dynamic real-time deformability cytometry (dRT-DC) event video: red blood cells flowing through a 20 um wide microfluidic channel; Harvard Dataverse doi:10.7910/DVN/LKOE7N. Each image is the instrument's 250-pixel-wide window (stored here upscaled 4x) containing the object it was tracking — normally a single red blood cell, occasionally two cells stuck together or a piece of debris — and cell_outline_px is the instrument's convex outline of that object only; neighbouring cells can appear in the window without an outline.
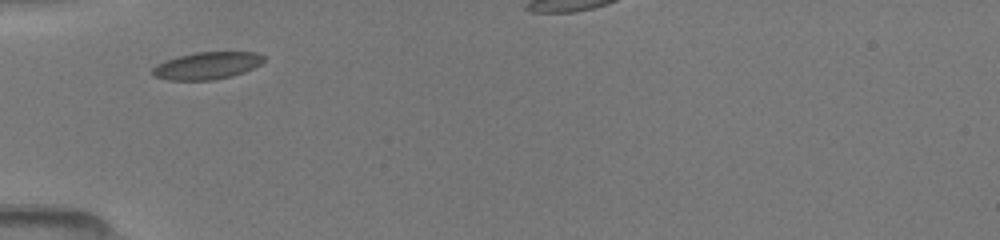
{"species": "common noctule bat (a hibernating species)", "species_latin": "Nyctalus noctula", "temperature_condition": "room temperature", "stored_images_in_passage": 7, "camera_frame_rate_fps": 3000, "um_per_image_px": 0.085, "animal": {"sex": "female", "body_mass_g": 19.5, "forearm_length_mm": 54.1}, "frame": {"image": 1, "passage_image": 2, "time_ms": 1.333, "image_size_px": [1000, 240], "cell_outline_px": [[264, 60], [260, 64], [244, 72], [232, 76], [212, 80], [168, 80], [156, 76], [152, 72], [152, 68], [156, 64], [180, 56], [196, 52], [256, 52], [264, 56]], "centroid_in_image_um": [17.61, 5.58], "position_along_channel_um": 67.4, "area_um2": 17.46}}
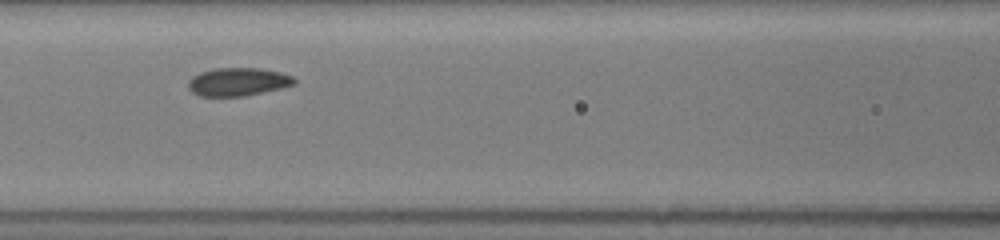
{"frame": {"image": 2, "passage_image": 4, "time_ms": 3.333, "image_size_px": [1000, 240], "cell_outline_px": [[296, 84], [280, 88], [244, 96], [200, 96], [192, 92], [188, 88], [188, 80], [192, 76], [200, 72], [212, 68], [260, 68], [280, 72], [292, 76], [296, 80]], "centroid_in_image_um": [20.2, 6.95], "position_along_channel_um": 146.4, "area_um2": 17.46}}
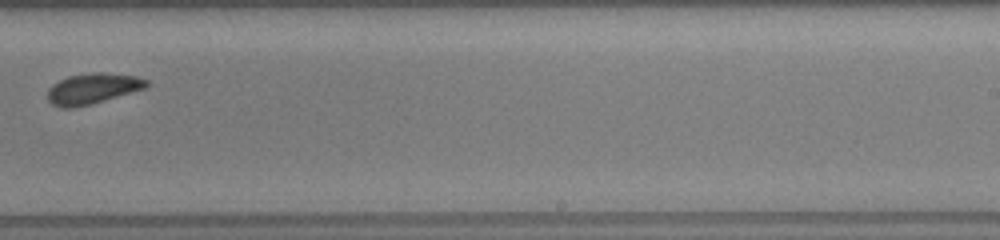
{"frame": {"image": 3, "passage_image": 7, "time_ms": 6.667, "image_size_px": [1000, 240], "cell_outline_px": [[148, 84], [144, 88], [104, 100], [76, 108], [60, 108], [52, 104], [48, 100], [48, 88], [52, 84], [68, 76], [92, 72], [104, 72], [136, 76], [148, 80]], "centroid_in_image_um": [7.83, 7.53], "position_along_channel_um": 281.2, "area_um2": 17.57}}